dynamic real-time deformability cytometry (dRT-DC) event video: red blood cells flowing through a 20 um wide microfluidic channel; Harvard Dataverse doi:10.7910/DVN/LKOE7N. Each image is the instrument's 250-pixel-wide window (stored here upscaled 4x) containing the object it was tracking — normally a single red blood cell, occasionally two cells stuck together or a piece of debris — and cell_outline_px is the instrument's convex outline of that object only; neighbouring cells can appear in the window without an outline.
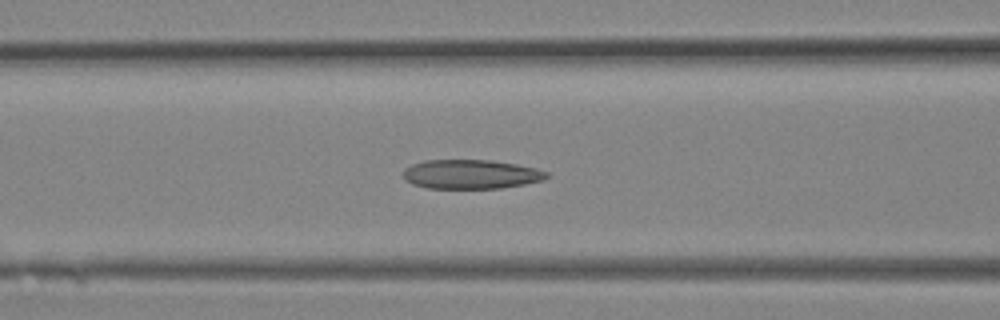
{"species": "Egyptian fruit bat (a non-hibernating species)", "species_latin": "Rousettus aegyptiacus", "temperature_condition": "room temperature", "stored_images_in_passage": 13, "camera_frame_rate_fps": 3000, "um_per_image_px": 0.085, "animal": {"sex": "female"}, "frame": {"image": 1, "passage_image": 11, "time_ms": 3.333, "image_size_px": [1000, 320], "cell_outline_px": [[548, 176], [544, 180], [524, 184], [500, 188], [428, 188], [412, 184], [404, 180], [404, 168], [412, 164], [424, 160], [492, 160], [516, 164], [536, 168], [548, 172]], "centroid_in_image_um": [40.02, 14.81], "position_along_channel_um": 126.6, "area_um2": 24.45}}
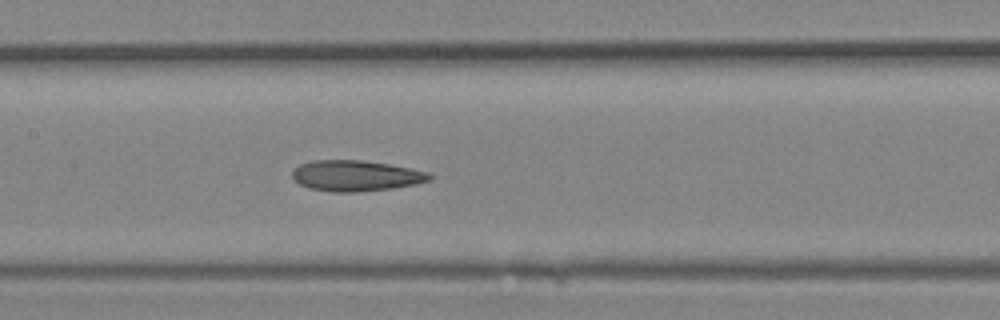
{"frame": {"image": 2, "passage_image": 13, "time_ms": 4.0, "image_size_px": [1000, 320], "cell_outline_px": [[432, 180], [416, 184], [392, 188], [356, 192], [332, 192], [312, 188], [300, 184], [292, 176], [292, 172], [300, 164], [312, 160], [364, 160], [388, 164], [428, 172], [432, 176]], "centroid_in_image_um": [30.26, 14.93], "position_along_channel_um": 177.1, "area_um2": 24.45}}